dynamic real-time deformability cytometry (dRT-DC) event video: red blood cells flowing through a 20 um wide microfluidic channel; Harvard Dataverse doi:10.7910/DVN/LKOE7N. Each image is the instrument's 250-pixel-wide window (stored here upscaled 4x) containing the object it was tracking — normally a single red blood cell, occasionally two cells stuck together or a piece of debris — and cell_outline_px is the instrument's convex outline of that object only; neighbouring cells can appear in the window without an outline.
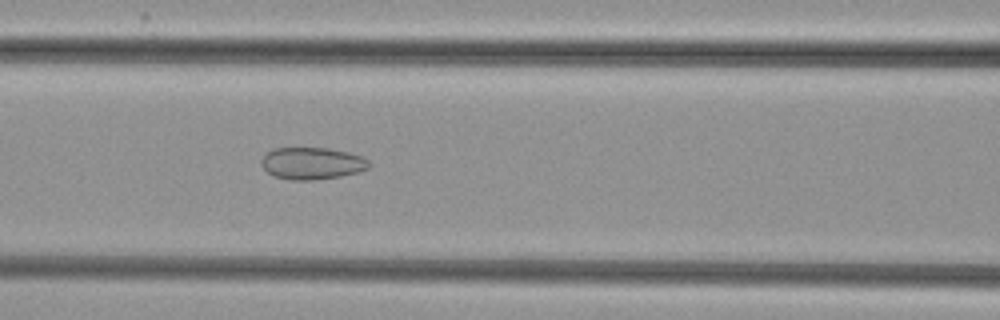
{"species": "common noctule bat (a hibernating species)", "species_latin": "Nyctalus noctula", "temperature_condition": "cold", "stored_images_in_passage": 39, "camera_frame_rate_fps": 3000, "um_per_image_px": 0.085, "animal": {"sex": "female", "body_mass_g": 29.2, "forearm_length_mm": 56.3}, "frame": {"image": 1, "passage_image": 9, "time_ms": 2.667, "image_size_px": [1000, 320], "cell_outline_px": [[372, 164], [368, 168], [356, 172], [340, 176], [312, 180], [292, 180], [272, 176], [260, 164], [260, 160], [272, 148], [328, 148], [348, 152], [360, 156], [368, 160]], "centroid_in_image_um": [26.5, 13.88], "position_along_channel_um": 140.1, "area_um2": 20.06}}
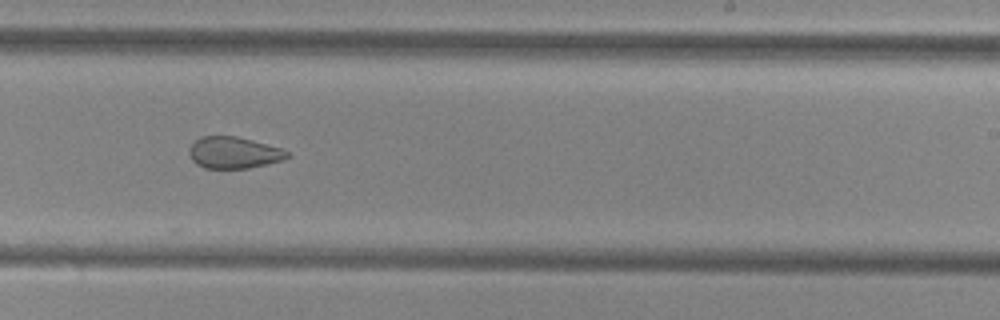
{"frame": {"image": 2, "passage_image": 19, "time_ms": 6.0, "image_size_px": [1000, 320], "cell_outline_px": [[292, 156], [284, 160], [248, 168], [204, 168], [196, 164], [192, 160], [188, 152], [188, 148], [200, 136], [236, 136], [252, 140], [280, 148], [288, 152]], "centroid_in_image_um": [19.86, 12.98], "position_along_channel_um": 269.1, "area_um2": 18.09}}
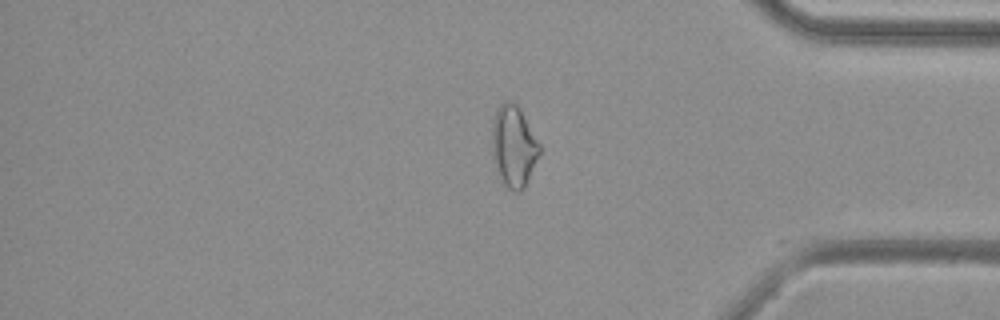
{"frame": {"image": 3, "passage_image": 30, "time_ms": 9.667, "image_size_px": [1000, 320], "cell_outline_px": [[540, 152], [524, 188], [520, 192], [512, 192], [504, 184], [500, 176], [492, 156], [492, 116], [496, 108], [504, 100], [508, 100], [516, 104], [520, 108], [540, 144]], "centroid_in_image_um": [43.64, 12.39], "position_along_channel_um": 391.6, "area_um2": 22.6}}